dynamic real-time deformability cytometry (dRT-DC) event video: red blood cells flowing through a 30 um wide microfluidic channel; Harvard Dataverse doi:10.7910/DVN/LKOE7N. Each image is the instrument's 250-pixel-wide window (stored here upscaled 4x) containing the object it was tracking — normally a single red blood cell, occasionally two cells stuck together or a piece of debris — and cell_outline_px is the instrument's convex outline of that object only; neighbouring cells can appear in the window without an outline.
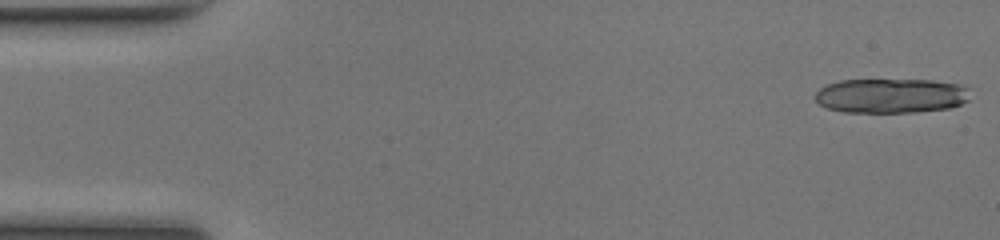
{"species": "common noctule bat (a hibernating species)", "species_latin": "Nyctalus noctula", "temperature_condition": "room temperature", "stored_images_in_passage": 16, "camera_frame_rate_fps": 3000, "um_per_image_px": 0.085, "animal": {"sex": "female", "body_mass_g": 17.0, "forearm_length_mm": 48.0}, "frame": {"image": 1, "passage_image": 1, "time_ms": 0.0, "image_size_px": [1000, 240], "cell_outline_px": [[968, 100], [960, 104], [948, 108], [916, 112], [844, 112], [828, 108], [820, 104], [816, 100], [816, 92], [820, 88], [828, 84], [840, 80], [932, 80], [960, 84], [968, 88]], "centroid_in_image_um": [75.74, 8.13], "position_along_channel_um": 9.3, "area_um2": 31.15}}